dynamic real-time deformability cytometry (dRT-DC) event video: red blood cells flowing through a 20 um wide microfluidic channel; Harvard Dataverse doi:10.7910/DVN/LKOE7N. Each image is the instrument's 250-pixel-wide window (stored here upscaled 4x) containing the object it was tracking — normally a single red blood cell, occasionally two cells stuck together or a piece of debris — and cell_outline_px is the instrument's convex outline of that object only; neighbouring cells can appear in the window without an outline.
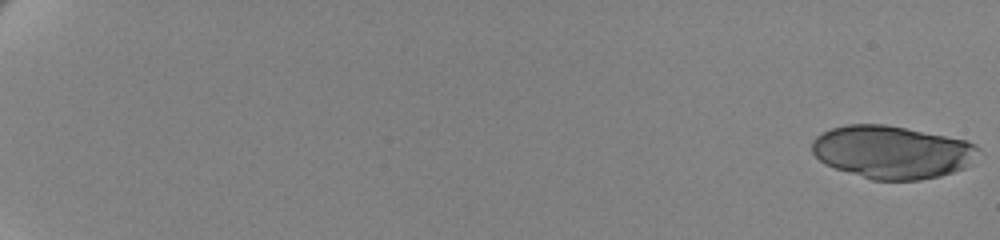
{"species": "human", "species_latin": "Homo sapiens", "temperature_condition": "cold", "stored_images_in_passage": 27, "camera_frame_rate_fps": 3000, "um_per_image_px": 0.085, "donor": {"sex": "female"}, "frame": {"image": 1, "passage_image": 1, "time_ms": 0.0, "image_size_px": [1000, 240], "cell_outline_px": [[980, 148], [964, 168], [940, 176], [920, 180], [872, 180], [824, 164], [812, 152], [812, 140], [816, 136], [832, 128], [848, 124], [884, 124], [968, 140], [976, 144]], "centroid_in_image_um": [75.81, 12.92], "position_along_channel_um": 9.2, "area_um2": 50.98}}
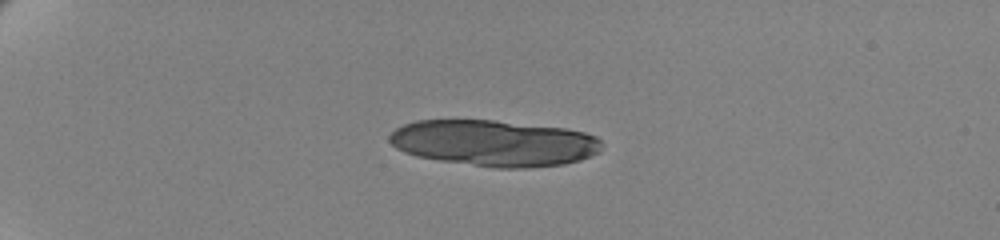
{"frame": {"image": 2, "passage_image": 18, "time_ms": 5.667, "image_size_px": [1000, 240], "cell_outline_px": [[604, 148], [600, 152], [580, 160], [564, 164], [524, 168], [496, 168], [440, 160], [416, 156], [404, 152], [396, 148], [388, 140], [388, 136], [396, 128], [404, 124], [416, 120], [492, 120], [568, 128], [584, 132], [596, 136], [600, 140]], "centroid_in_image_um": [42.02, 12.16], "position_along_channel_um": 43.0, "area_um2": 57.4}}